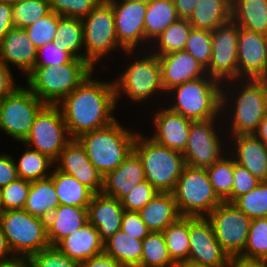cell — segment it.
I'll list each match as a JSON object with an SVG mask.
<instances>
[{"instance_id":"cell-26","label":"cell","mask_w":267,"mask_h":267,"mask_svg":"<svg viewBox=\"0 0 267 267\" xmlns=\"http://www.w3.org/2000/svg\"><path fill=\"white\" fill-rule=\"evenodd\" d=\"M56 247L79 263L104 252V242L97 229L89 222L62 239Z\"/></svg>"},{"instance_id":"cell-44","label":"cell","mask_w":267,"mask_h":267,"mask_svg":"<svg viewBox=\"0 0 267 267\" xmlns=\"http://www.w3.org/2000/svg\"><path fill=\"white\" fill-rule=\"evenodd\" d=\"M184 50L191 54L206 69L212 54L211 31L192 28L186 40Z\"/></svg>"},{"instance_id":"cell-64","label":"cell","mask_w":267,"mask_h":267,"mask_svg":"<svg viewBox=\"0 0 267 267\" xmlns=\"http://www.w3.org/2000/svg\"><path fill=\"white\" fill-rule=\"evenodd\" d=\"M4 211L3 203H2V196H1V189H0V214Z\"/></svg>"},{"instance_id":"cell-51","label":"cell","mask_w":267,"mask_h":267,"mask_svg":"<svg viewBox=\"0 0 267 267\" xmlns=\"http://www.w3.org/2000/svg\"><path fill=\"white\" fill-rule=\"evenodd\" d=\"M260 182L246 168L238 165L234 159L232 191L231 195L225 201L233 202L239 196L253 190Z\"/></svg>"},{"instance_id":"cell-34","label":"cell","mask_w":267,"mask_h":267,"mask_svg":"<svg viewBox=\"0 0 267 267\" xmlns=\"http://www.w3.org/2000/svg\"><path fill=\"white\" fill-rule=\"evenodd\" d=\"M104 252L122 265L138 266L142 257V240L120 229L104 242Z\"/></svg>"},{"instance_id":"cell-66","label":"cell","mask_w":267,"mask_h":267,"mask_svg":"<svg viewBox=\"0 0 267 267\" xmlns=\"http://www.w3.org/2000/svg\"><path fill=\"white\" fill-rule=\"evenodd\" d=\"M122 267H139V266H128V265H123Z\"/></svg>"},{"instance_id":"cell-45","label":"cell","mask_w":267,"mask_h":267,"mask_svg":"<svg viewBox=\"0 0 267 267\" xmlns=\"http://www.w3.org/2000/svg\"><path fill=\"white\" fill-rule=\"evenodd\" d=\"M58 28V14L50 12L46 16L38 19L37 22L25 28L30 40L38 49L48 43L55 41Z\"/></svg>"},{"instance_id":"cell-37","label":"cell","mask_w":267,"mask_h":267,"mask_svg":"<svg viewBox=\"0 0 267 267\" xmlns=\"http://www.w3.org/2000/svg\"><path fill=\"white\" fill-rule=\"evenodd\" d=\"M192 28L193 26L187 19L176 20L156 37L154 41H151L156 49L151 46L154 50L152 49L150 52L161 56L174 51L184 50L186 40Z\"/></svg>"},{"instance_id":"cell-46","label":"cell","mask_w":267,"mask_h":267,"mask_svg":"<svg viewBox=\"0 0 267 267\" xmlns=\"http://www.w3.org/2000/svg\"><path fill=\"white\" fill-rule=\"evenodd\" d=\"M30 184V181L17 178L1 189L4 211L24 209Z\"/></svg>"},{"instance_id":"cell-21","label":"cell","mask_w":267,"mask_h":267,"mask_svg":"<svg viewBox=\"0 0 267 267\" xmlns=\"http://www.w3.org/2000/svg\"><path fill=\"white\" fill-rule=\"evenodd\" d=\"M153 120L156 129L150 138L164 147L183 153L188 141L192 120L169 108L158 110L156 114L154 113Z\"/></svg>"},{"instance_id":"cell-5","label":"cell","mask_w":267,"mask_h":267,"mask_svg":"<svg viewBox=\"0 0 267 267\" xmlns=\"http://www.w3.org/2000/svg\"><path fill=\"white\" fill-rule=\"evenodd\" d=\"M133 150L142 161L145 180L158 192H172L186 165L182 152L164 147L138 132Z\"/></svg>"},{"instance_id":"cell-62","label":"cell","mask_w":267,"mask_h":267,"mask_svg":"<svg viewBox=\"0 0 267 267\" xmlns=\"http://www.w3.org/2000/svg\"><path fill=\"white\" fill-rule=\"evenodd\" d=\"M175 267H211V266L199 265V264L190 263V262H182V263L176 264Z\"/></svg>"},{"instance_id":"cell-43","label":"cell","mask_w":267,"mask_h":267,"mask_svg":"<svg viewBox=\"0 0 267 267\" xmlns=\"http://www.w3.org/2000/svg\"><path fill=\"white\" fill-rule=\"evenodd\" d=\"M239 256L267 259V218L251 219L247 243Z\"/></svg>"},{"instance_id":"cell-31","label":"cell","mask_w":267,"mask_h":267,"mask_svg":"<svg viewBox=\"0 0 267 267\" xmlns=\"http://www.w3.org/2000/svg\"><path fill=\"white\" fill-rule=\"evenodd\" d=\"M232 0H198L189 23L195 29L214 30L231 20Z\"/></svg>"},{"instance_id":"cell-59","label":"cell","mask_w":267,"mask_h":267,"mask_svg":"<svg viewBox=\"0 0 267 267\" xmlns=\"http://www.w3.org/2000/svg\"><path fill=\"white\" fill-rule=\"evenodd\" d=\"M0 267H33V265L30 257L13 255L11 258L0 260Z\"/></svg>"},{"instance_id":"cell-48","label":"cell","mask_w":267,"mask_h":267,"mask_svg":"<svg viewBox=\"0 0 267 267\" xmlns=\"http://www.w3.org/2000/svg\"><path fill=\"white\" fill-rule=\"evenodd\" d=\"M33 267H80V263L70 259L56 246H49L30 256Z\"/></svg>"},{"instance_id":"cell-29","label":"cell","mask_w":267,"mask_h":267,"mask_svg":"<svg viewBox=\"0 0 267 267\" xmlns=\"http://www.w3.org/2000/svg\"><path fill=\"white\" fill-rule=\"evenodd\" d=\"M59 205L53 179L49 176L32 181L24 210L35 217L47 220Z\"/></svg>"},{"instance_id":"cell-12","label":"cell","mask_w":267,"mask_h":267,"mask_svg":"<svg viewBox=\"0 0 267 267\" xmlns=\"http://www.w3.org/2000/svg\"><path fill=\"white\" fill-rule=\"evenodd\" d=\"M70 140L60 108L57 105L46 104L36 115L22 144L33 147V150L47 155L55 162Z\"/></svg>"},{"instance_id":"cell-28","label":"cell","mask_w":267,"mask_h":267,"mask_svg":"<svg viewBox=\"0 0 267 267\" xmlns=\"http://www.w3.org/2000/svg\"><path fill=\"white\" fill-rule=\"evenodd\" d=\"M138 212L150 232H163L181 216L171 192H158Z\"/></svg>"},{"instance_id":"cell-53","label":"cell","mask_w":267,"mask_h":267,"mask_svg":"<svg viewBox=\"0 0 267 267\" xmlns=\"http://www.w3.org/2000/svg\"><path fill=\"white\" fill-rule=\"evenodd\" d=\"M15 161L12 155L0 154V189L19 178Z\"/></svg>"},{"instance_id":"cell-1","label":"cell","mask_w":267,"mask_h":267,"mask_svg":"<svg viewBox=\"0 0 267 267\" xmlns=\"http://www.w3.org/2000/svg\"><path fill=\"white\" fill-rule=\"evenodd\" d=\"M93 72L57 106L60 108L71 139L110 125L117 107L114 80L92 79Z\"/></svg>"},{"instance_id":"cell-55","label":"cell","mask_w":267,"mask_h":267,"mask_svg":"<svg viewBox=\"0 0 267 267\" xmlns=\"http://www.w3.org/2000/svg\"><path fill=\"white\" fill-rule=\"evenodd\" d=\"M117 260L110 255L102 252L98 255L92 256L91 258L80 262V267H122Z\"/></svg>"},{"instance_id":"cell-25","label":"cell","mask_w":267,"mask_h":267,"mask_svg":"<svg viewBox=\"0 0 267 267\" xmlns=\"http://www.w3.org/2000/svg\"><path fill=\"white\" fill-rule=\"evenodd\" d=\"M230 137L235 145L232 144L234 153L231 154L235 162L246 168L258 180L267 181V147L254 134Z\"/></svg>"},{"instance_id":"cell-17","label":"cell","mask_w":267,"mask_h":267,"mask_svg":"<svg viewBox=\"0 0 267 267\" xmlns=\"http://www.w3.org/2000/svg\"><path fill=\"white\" fill-rule=\"evenodd\" d=\"M107 1L112 5L119 44L126 51H134L141 41L145 42L144 19L148 2L133 0Z\"/></svg>"},{"instance_id":"cell-40","label":"cell","mask_w":267,"mask_h":267,"mask_svg":"<svg viewBox=\"0 0 267 267\" xmlns=\"http://www.w3.org/2000/svg\"><path fill=\"white\" fill-rule=\"evenodd\" d=\"M225 156L206 168L213 190L221 201L231 195L234 174V158Z\"/></svg>"},{"instance_id":"cell-7","label":"cell","mask_w":267,"mask_h":267,"mask_svg":"<svg viewBox=\"0 0 267 267\" xmlns=\"http://www.w3.org/2000/svg\"><path fill=\"white\" fill-rule=\"evenodd\" d=\"M171 193L181 216L207 217L222 202L213 190L206 168L185 165Z\"/></svg>"},{"instance_id":"cell-24","label":"cell","mask_w":267,"mask_h":267,"mask_svg":"<svg viewBox=\"0 0 267 267\" xmlns=\"http://www.w3.org/2000/svg\"><path fill=\"white\" fill-rule=\"evenodd\" d=\"M124 207L114 197L94 194L87 207L88 222L98 231L103 242L121 229Z\"/></svg>"},{"instance_id":"cell-32","label":"cell","mask_w":267,"mask_h":267,"mask_svg":"<svg viewBox=\"0 0 267 267\" xmlns=\"http://www.w3.org/2000/svg\"><path fill=\"white\" fill-rule=\"evenodd\" d=\"M50 177L57 193L59 204L88 207L94 193L76 178L54 167Z\"/></svg>"},{"instance_id":"cell-23","label":"cell","mask_w":267,"mask_h":267,"mask_svg":"<svg viewBox=\"0 0 267 267\" xmlns=\"http://www.w3.org/2000/svg\"><path fill=\"white\" fill-rule=\"evenodd\" d=\"M145 180L143 164L138 154L132 150L124 161L103 177L102 194L117 198L126 196L138 183Z\"/></svg>"},{"instance_id":"cell-63","label":"cell","mask_w":267,"mask_h":267,"mask_svg":"<svg viewBox=\"0 0 267 267\" xmlns=\"http://www.w3.org/2000/svg\"><path fill=\"white\" fill-rule=\"evenodd\" d=\"M18 1H21V0H0V3H10V4H14Z\"/></svg>"},{"instance_id":"cell-52","label":"cell","mask_w":267,"mask_h":267,"mask_svg":"<svg viewBox=\"0 0 267 267\" xmlns=\"http://www.w3.org/2000/svg\"><path fill=\"white\" fill-rule=\"evenodd\" d=\"M121 230L139 240H143L150 233L138 211L124 210Z\"/></svg>"},{"instance_id":"cell-33","label":"cell","mask_w":267,"mask_h":267,"mask_svg":"<svg viewBox=\"0 0 267 267\" xmlns=\"http://www.w3.org/2000/svg\"><path fill=\"white\" fill-rule=\"evenodd\" d=\"M173 0H150L144 19L145 42L154 41L170 24L178 20Z\"/></svg>"},{"instance_id":"cell-42","label":"cell","mask_w":267,"mask_h":267,"mask_svg":"<svg viewBox=\"0 0 267 267\" xmlns=\"http://www.w3.org/2000/svg\"><path fill=\"white\" fill-rule=\"evenodd\" d=\"M250 219L267 218V181H261L253 190L233 202Z\"/></svg>"},{"instance_id":"cell-27","label":"cell","mask_w":267,"mask_h":267,"mask_svg":"<svg viewBox=\"0 0 267 267\" xmlns=\"http://www.w3.org/2000/svg\"><path fill=\"white\" fill-rule=\"evenodd\" d=\"M87 222V207L59 204L46 220L47 239L50 246H56Z\"/></svg>"},{"instance_id":"cell-60","label":"cell","mask_w":267,"mask_h":267,"mask_svg":"<svg viewBox=\"0 0 267 267\" xmlns=\"http://www.w3.org/2000/svg\"><path fill=\"white\" fill-rule=\"evenodd\" d=\"M253 134L267 147V115L262 119Z\"/></svg>"},{"instance_id":"cell-11","label":"cell","mask_w":267,"mask_h":267,"mask_svg":"<svg viewBox=\"0 0 267 267\" xmlns=\"http://www.w3.org/2000/svg\"><path fill=\"white\" fill-rule=\"evenodd\" d=\"M45 105L28 87H16L0 101V129L22 143Z\"/></svg>"},{"instance_id":"cell-65","label":"cell","mask_w":267,"mask_h":267,"mask_svg":"<svg viewBox=\"0 0 267 267\" xmlns=\"http://www.w3.org/2000/svg\"><path fill=\"white\" fill-rule=\"evenodd\" d=\"M133 1L149 2L150 0H133Z\"/></svg>"},{"instance_id":"cell-36","label":"cell","mask_w":267,"mask_h":267,"mask_svg":"<svg viewBox=\"0 0 267 267\" xmlns=\"http://www.w3.org/2000/svg\"><path fill=\"white\" fill-rule=\"evenodd\" d=\"M55 42L60 43V46L66 48V51L70 52L75 58L85 60V54L80 51L84 45L81 18L58 15Z\"/></svg>"},{"instance_id":"cell-22","label":"cell","mask_w":267,"mask_h":267,"mask_svg":"<svg viewBox=\"0 0 267 267\" xmlns=\"http://www.w3.org/2000/svg\"><path fill=\"white\" fill-rule=\"evenodd\" d=\"M36 57L37 48L23 28L12 27L0 40V61L9 68L11 63L28 75L35 67Z\"/></svg>"},{"instance_id":"cell-30","label":"cell","mask_w":267,"mask_h":267,"mask_svg":"<svg viewBox=\"0 0 267 267\" xmlns=\"http://www.w3.org/2000/svg\"><path fill=\"white\" fill-rule=\"evenodd\" d=\"M231 19L241 28L267 35V0H232Z\"/></svg>"},{"instance_id":"cell-3","label":"cell","mask_w":267,"mask_h":267,"mask_svg":"<svg viewBox=\"0 0 267 267\" xmlns=\"http://www.w3.org/2000/svg\"><path fill=\"white\" fill-rule=\"evenodd\" d=\"M92 72L94 68L87 61L74 58L63 65L34 67L26 76V82L42 102L57 105Z\"/></svg>"},{"instance_id":"cell-41","label":"cell","mask_w":267,"mask_h":267,"mask_svg":"<svg viewBox=\"0 0 267 267\" xmlns=\"http://www.w3.org/2000/svg\"><path fill=\"white\" fill-rule=\"evenodd\" d=\"M51 12L49 0H21L12 4L14 27L27 28Z\"/></svg>"},{"instance_id":"cell-9","label":"cell","mask_w":267,"mask_h":267,"mask_svg":"<svg viewBox=\"0 0 267 267\" xmlns=\"http://www.w3.org/2000/svg\"><path fill=\"white\" fill-rule=\"evenodd\" d=\"M83 24V36L85 61L93 68L101 58L111 51L122 49L128 56L133 51H126L118 42L115 19L112 5L107 0H101L98 5L85 17L81 18ZM132 54V55H131Z\"/></svg>"},{"instance_id":"cell-15","label":"cell","mask_w":267,"mask_h":267,"mask_svg":"<svg viewBox=\"0 0 267 267\" xmlns=\"http://www.w3.org/2000/svg\"><path fill=\"white\" fill-rule=\"evenodd\" d=\"M232 258L217 241L207 217H189V258L187 262L211 267H230Z\"/></svg>"},{"instance_id":"cell-13","label":"cell","mask_w":267,"mask_h":267,"mask_svg":"<svg viewBox=\"0 0 267 267\" xmlns=\"http://www.w3.org/2000/svg\"><path fill=\"white\" fill-rule=\"evenodd\" d=\"M221 247L233 258L247 243L251 219L232 202L222 201L207 216Z\"/></svg>"},{"instance_id":"cell-50","label":"cell","mask_w":267,"mask_h":267,"mask_svg":"<svg viewBox=\"0 0 267 267\" xmlns=\"http://www.w3.org/2000/svg\"><path fill=\"white\" fill-rule=\"evenodd\" d=\"M41 55L44 56V59H40ZM74 58L70 52L66 51V48L54 41L37 49L35 67L63 65L71 62Z\"/></svg>"},{"instance_id":"cell-2","label":"cell","mask_w":267,"mask_h":267,"mask_svg":"<svg viewBox=\"0 0 267 267\" xmlns=\"http://www.w3.org/2000/svg\"><path fill=\"white\" fill-rule=\"evenodd\" d=\"M234 81H237L236 86L240 85L238 87H241V90H237V95L233 94L236 97L232 96L235 101L228 99L231 96L229 92L223 91L226 85L227 87L232 86L231 82ZM241 82L244 84L242 85ZM225 83H223L224 85L222 84L221 90V113L224 112L223 107L225 109L229 101L235 104L234 107L231 106L234 111L232 110L231 112L232 117L230 120H233L229 122V127L231 126L229 135L230 133V136L253 134L262 119L267 115V79H244V81L237 79L230 82L227 81V84Z\"/></svg>"},{"instance_id":"cell-49","label":"cell","mask_w":267,"mask_h":267,"mask_svg":"<svg viewBox=\"0 0 267 267\" xmlns=\"http://www.w3.org/2000/svg\"><path fill=\"white\" fill-rule=\"evenodd\" d=\"M158 191L147 181L138 183L133 189L124 196L120 202L127 211H139L142 209Z\"/></svg>"},{"instance_id":"cell-54","label":"cell","mask_w":267,"mask_h":267,"mask_svg":"<svg viewBox=\"0 0 267 267\" xmlns=\"http://www.w3.org/2000/svg\"><path fill=\"white\" fill-rule=\"evenodd\" d=\"M10 69L0 61V101L18 87Z\"/></svg>"},{"instance_id":"cell-47","label":"cell","mask_w":267,"mask_h":267,"mask_svg":"<svg viewBox=\"0 0 267 267\" xmlns=\"http://www.w3.org/2000/svg\"><path fill=\"white\" fill-rule=\"evenodd\" d=\"M101 0H49L50 9L59 16L83 18Z\"/></svg>"},{"instance_id":"cell-19","label":"cell","mask_w":267,"mask_h":267,"mask_svg":"<svg viewBox=\"0 0 267 267\" xmlns=\"http://www.w3.org/2000/svg\"><path fill=\"white\" fill-rule=\"evenodd\" d=\"M56 162L58 170L73 176L94 194L102 192L103 176L91 163L84 146L78 139H71L65 145Z\"/></svg>"},{"instance_id":"cell-35","label":"cell","mask_w":267,"mask_h":267,"mask_svg":"<svg viewBox=\"0 0 267 267\" xmlns=\"http://www.w3.org/2000/svg\"><path fill=\"white\" fill-rule=\"evenodd\" d=\"M162 233L171 260L175 264L187 262L189 258V217L180 216Z\"/></svg>"},{"instance_id":"cell-39","label":"cell","mask_w":267,"mask_h":267,"mask_svg":"<svg viewBox=\"0 0 267 267\" xmlns=\"http://www.w3.org/2000/svg\"><path fill=\"white\" fill-rule=\"evenodd\" d=\"M139 267H175L162 232H150L142 240V257Z\"/></svg>"},{"instance_id":"cell-57","label":"cell","mask_w":267,"mask_h":267,"mask_svg":"<svg viewBox=\"0 0 267 267\" xmlns=\"http://www.w3.org/2000/svg\"><path fill=\"white\" fill-rule=\"evenodd\" d=\"M179 19H187L191 17L196 8L198 0H173Z\"/></svg>"},{"instance_id":"cell-61","label":"cell","mask_w":267,"mask_h":267,"mask_svg":"<svg viewBox=\"0 0 267 267\" xmlns=\"http://www.w3.org/2000/svg\"><path fill=\"white\" fill-rule=\"evenodd\" d=\"M12 254V251L8 245V242H7V239L4 235V233L2 232V229L0 227V260H5V259H8V258H11L9 257V255Z\"/></svg>"},{"instance_id":"cell-16","label":"cell","mask_w":267,"mask_h":267,"mask_svg":"<svg viewBox=\"0 0 267 267\" xmlns=\"http://www.w3.org/2000/svg\"><path fill=\"white\" fill-rule=\"evenodd\" d=\"M215 119L217 118L192 121L188 141L182 153L186 165L207 168L224 156L223 144L214 125L217 122Z\"/></svg>"},{"instance_id":"cell-58","label":"cell","mask_w":267,"mask_h":267,"mask_svg":"<svg viewBox=\"0 0 267 267\" xmlns=\"http://www.w3.org/2000/svg\"><path fill=\"white\" fill-rule=\"evenodd\" d=\"M230 267H267V259L233 257Z\"/></svg>"},{"instance_id":"cell-4","label":"cell","mask_w":267,"mask_h":267,"mask_svg":"<svg viewBox=\"0 0 267 267\" xmlns=\"http://www.w3.org/2000/svg\"><path fill=\"white\" fill-rule=\"evenodd\" d=\"M137 132L131 133L116 119L110 125L82 134L79 142L98 172L104 177L131 153Z\"/></svg>"},{"instance_id":"cell-8","label":"cell","mask_w":267,"mask_h":267,"mask_svg":"<svg viewBox=\"0 0 267 267\" xmlns=\"http://www.w3.org/2000/svg\"><path fill=\"white\" fill-rule=\"evenodd\" d=\"M0 227L13 255L30 257L50 246L46 220L32 216L24 209L3 211Z\"/></svg>"},{"instance_id":"cell-18","label":"cell","mask_w":267,"mask_h":267,"mask_svg":"<svg viewBox=\"0 0 267 267\" xmlns=\"http://www.w3.org/2000/svg\"><path fill=\"white\" fill-rule=\"evenodd\" d=\"M238 79H267V35L239 27Z\"/></svg>"},{"instance_id":"cell-56","label":"cell","mask_w":267,"mask_h":267,"mask_svg":"<svg viewBox=\"0 0 267 267\" xmlns=\"http://www.w3.org/2000/svg\"><path fill=\"white\" fill-rule=\"evenodd\" d=\"M14 27L12 19V4L0 3V40Z\"/></svg>"},{"instance_id":"cell-14","label":"cell","mask_w":267,"mask_h":267,"mask_svg":"<svg viewBox=\"0 0 267 267\" xmlns=\"http://www.w3.org/2000/svg\"><path fill=\"white\" fill-rule=\"evenodd\" d=\"M239 25L232 19L211 31L212 54L206 73L223 84L238 79Z\"/></svg>"},{"instance_id":"cell-10","label":"cell","mask_w":267,"mask_h":267,"mask_svg":"<svg viewBox=\"0 0 267 267\" xmlns=\"http://www.w3.org/2000/svg\"><path fill=\"white\" fill-rule=\"evenodd\" d=\"M136 59L114 81L117 104L122 93L130 97L134 103H141L146 102L153 94L164 91L158 56L151 53L149 56L145 54L143 58Z\"/></svg>"},{"instance_id":"cell-6","label":"cell","mask_w":267,"mask_h":267,"mask_svg":"<svg viewBox=\"0 0 267 267\" xmlns=\"http://www.w3.org/2000/svg\"><path fill=\"white\" fill-rule=\"evenodd\" d=\"M166 92L175 102L168 108L192 121L216 118L221 113L222 84L208 75L177 85Z\"/></svg>"},{"instance_id":"cell-20","label":"cell","mask_w":267,"mask_h":267,"mask_svg":"<svg viewBox=\"0 0 267 267\" xmlns=\"http://www.w3.org/2000/svg\"><path fill=\"white\" fill-rule=\"evenodd\" d=\"M161 65L164 92L171 88L207 75L206 69L187 51H174L158 56Z\"/></svg>"},{"instance_id":"cell-38","label":"cell","mask_w":267,"mask_h":267,"mask_svg":"<svg viewBox=\"0 0 267 267\" xmlns=\"http://www.w3.org/2000/svg\"><path fill=\"white\" fill-rule=\"evenodd\" d=\"M26 147L19 161L15 162L18 177L30 182L49 177L51 173L48 170L55 162L47 155Z\"/></svg>"}]
</instances>
